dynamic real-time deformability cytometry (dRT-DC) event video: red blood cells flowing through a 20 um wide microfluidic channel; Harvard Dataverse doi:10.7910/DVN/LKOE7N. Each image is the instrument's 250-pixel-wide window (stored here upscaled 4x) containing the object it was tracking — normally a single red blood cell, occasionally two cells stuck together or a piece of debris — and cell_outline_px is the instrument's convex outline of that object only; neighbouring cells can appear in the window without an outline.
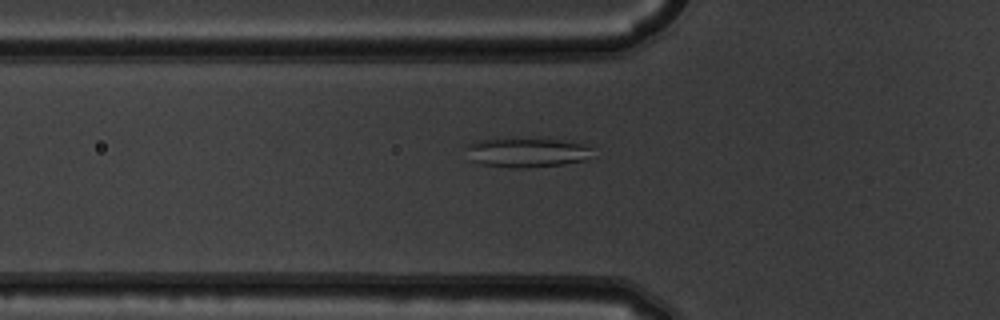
{"species": "common noctule bat (a hibernating species)", "species_latin": "Nyctalus noctula", "temperature_condition": "warm", "stored_images_in_passage": 45, "camera_frame_rate_fps": 3000, "um_per_image_px": 0.085, "animal": {"sex": "male", "body_mass_g": 19.5, "forearm_length_mm": 54.6}, "frame": {"image": 1, "passage_image": 11, "time_ms": 3.333, "image_size_px": [1000, 320], "cell_outline_px": [[592, 148], [584, 160], [564, 164], [524, 168], [512, 168], [480, 164], [472, 160], [464, 148], [472, 140], [496, 136], [560, 140], [584, 144]], "centroid_in_image_um": [44.63, 12.92], "position_along_channel_um": 81.2, "area_um2": 22.37}}
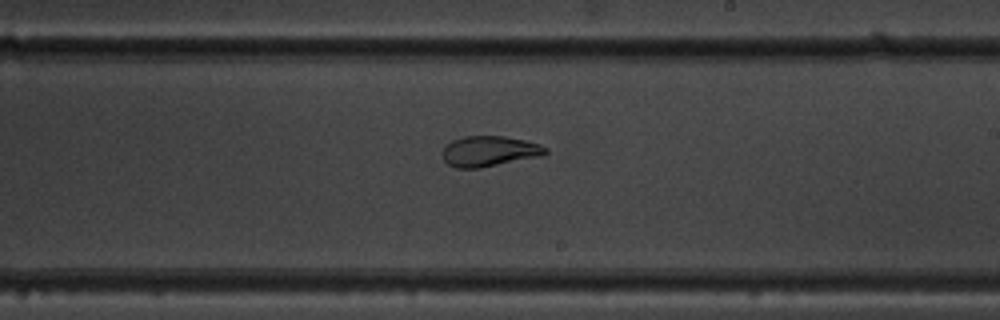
{"frame": {"image": 2, "passage_image": 24, "time_ms": 7.667, "image_size_px": [1000, 320], "cell_outline_px": [[548, 152], [540, 156], [480, 168], [456, 168], [448, 164], [444, 160], [440, 152], [452, 140], [464, 136], [504, 136], [524, 140], [540, 144], [548, 148]], "centroid_in_image_um": [41.57, 12.85], "position_along_channel_um": 247.4, "area_um2": 18.32}}
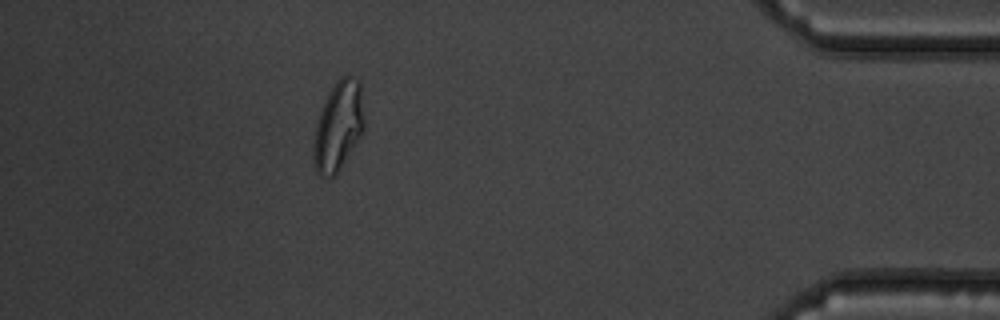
{"frame": {"image": 3, "passage_image": 40, "time_ms": 13.0, "image_size_px": [1000, 320], "cell_outline_px": [[364, 128], [360, 136], [336, 176], [328, 180], [320, 176], [316, 172], [312, 160], [312, 148], [316, 120], [328, 92], [336, 80], [340, 76], [352, 76], [360, 84], [364, 120]], "centroid_in_image_um": [28.71, 10.78], "position_along_channel_um": 406.5, "area_um2": 26.82}, "authors_computed_cell_mechanics": {"area_um2": 22.3686, "velocity_mm_per_s": 3.8351, "shape_relaxation_time_tau1_ms": null, "shape_relaxation_time_tau2_ms": 1.8379, "deformation_change_tau1": null, "deformation_change_tau2": 0.0582}}